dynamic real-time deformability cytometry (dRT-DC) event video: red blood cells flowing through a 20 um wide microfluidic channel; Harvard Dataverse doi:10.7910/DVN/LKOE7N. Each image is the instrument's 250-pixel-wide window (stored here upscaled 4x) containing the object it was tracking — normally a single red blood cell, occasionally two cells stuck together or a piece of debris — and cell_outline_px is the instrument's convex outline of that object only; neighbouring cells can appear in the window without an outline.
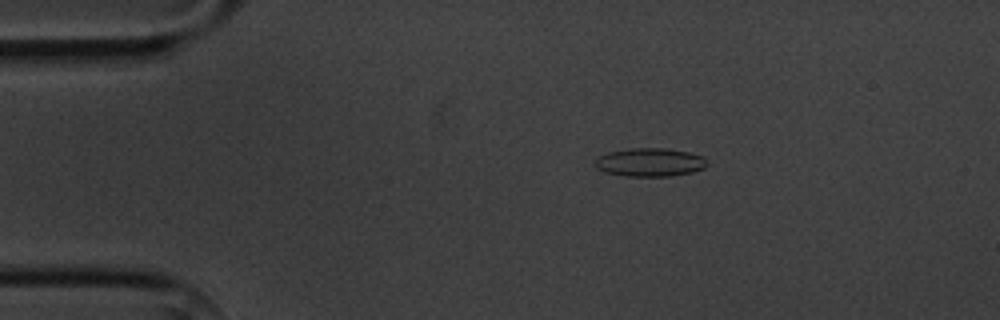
{"species": "common noctule bat (a hibernating species)", "species_latin": "Nyctalus noctula", "temperature_condition": "cold", "stored_images_in_passage": 4, "camera_frame_rate_fps": 3000, "um_per_image_px": 0.085, "animal": {"sex": "male", "body_mass_g": 20.1, "forearm_length_mm": 53.5}, "frame": {"image": 1, "passage_image": 3, "time_ms": 2.333, "image_size_px": [1000, 320], "cell_outline_px": [[708, 164], [704, 168], [692, 172], [672, 176], [628, 176], [604, 172], [596, 168], [596, 160], [600, 156], [608, 152], [636, 148], [664, 148], [688, 152], [704, 156]], "centroid_in_image_um": [55.28, 13.8], "position_along_channel_um": 29.7, "area_um2": 18.44}}